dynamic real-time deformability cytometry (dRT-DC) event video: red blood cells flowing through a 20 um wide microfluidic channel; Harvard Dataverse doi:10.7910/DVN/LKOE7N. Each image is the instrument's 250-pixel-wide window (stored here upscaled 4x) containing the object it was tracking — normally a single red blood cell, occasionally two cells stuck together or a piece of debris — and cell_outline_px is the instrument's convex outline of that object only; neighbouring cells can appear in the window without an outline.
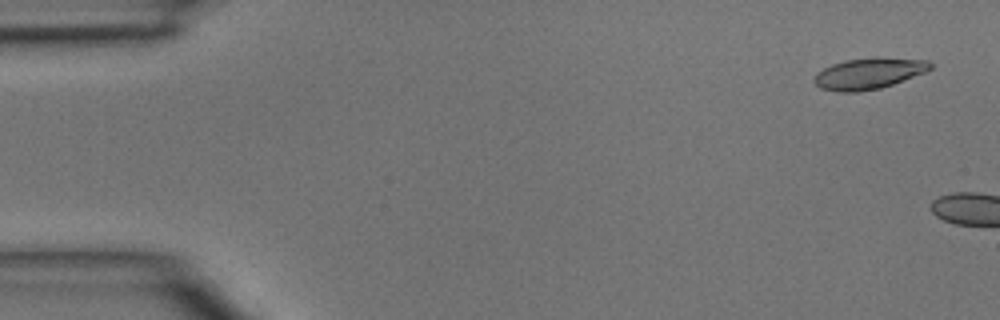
{"species": "common noctule bat (a hibernating species)", "species_latin": "Nyctalus noctula", "temperature_condition": "room temperature", "stored_images_in_passage": 5, "camera_frame_rate_fps": 3000, "um_per_image_px": 0.085, "animal": {"sex": "male", "body_mass_g": 15.6}, "frame": {"image": 1, "passage_image": 2, "time_ms": 0.333, "image_size_px": [1000, 320], "cell_outline_px": [[932, 68], [924, 72], [892, 84], [880, 88], [856, 92], [840, 92], [820, 88], [812, 80], [816, 72], [832, 64], [848, 60], [928, 60], [932, 64]], "centroid_in_image_um": [73.75, 6.3], "position_along_channel_um": 11.2, "area_um2": 19.94}}